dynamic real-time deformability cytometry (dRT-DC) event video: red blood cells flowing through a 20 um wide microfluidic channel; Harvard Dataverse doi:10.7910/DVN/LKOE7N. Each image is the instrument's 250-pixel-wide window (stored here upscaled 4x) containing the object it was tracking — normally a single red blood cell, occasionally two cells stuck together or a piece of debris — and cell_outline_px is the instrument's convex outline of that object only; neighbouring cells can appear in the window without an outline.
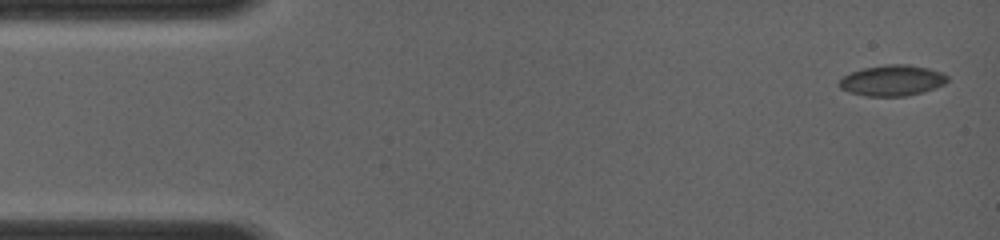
{"species": "common noctule bat (a hibernating species)", "species_latin": "Nyctalus noctula", "temperature_condition": "room temperature", "stored_images_in_passage": 9, "camera_frame_rate_fps": 4000, "um_per_image_px": 0.085, "animal": {"sex": "female", "body_mass_g": 19.0, "forearm_length_mm": 56.7}, "frame": {"image": 1, "passage_image": 1, "time_ms": 0.0, "image_size_px": [1000, 240], "cell_outline_px": [[948, 80], [944, 84], [936, 88], [904, 96], [864, 96], [848, 92], [840, 88], [836, 84], [844, 76], [852, 72], [864, 68], [888, 64], [908, 64], [928, 68], [940, 72], [948, 76]], "centroid_in_image_um": [75.81, 6.84], "position_along_channel_um": 9.2, "area_um2": 19.36}}